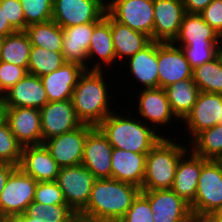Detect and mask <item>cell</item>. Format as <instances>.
<instances>
[{
  "mask_svg": "<svg viewBox=\"0 0 222 222\" xmlns=\"http://www.w3.org/2000/svg\"><path fill=\"white\" fill-rule=\"evenodd\" d=\"M31 42L25 31H16L4 37L0 61L24 67L28 70Z\"/></svg>",
  "mask_w": 222,
  "mask_h": 222,
  "instance_id": "obj_30",
  "label": "cell"
},
{
  "mask_svg": "<svg viewBox=\"0 0 222 222\" xmlns=\"http://www.w3.org/2000/svg\"><path fill=\"white\" fill-rule=\"evenodd\" d=\"M172 112L179 120H183L192 110L200 90L193 79H183L164 88Z\"/></svg>",
  "mask_w": 222,
  "mask_h": 222,
  "instance_id": "obj_29",
  "label": "cell"
},
{
  "mask_svg": "<svg viewBox=\"0 0 222 222\" xmlns=\"http://www.w3.org/2000/svg\"><path fill=\"white\" fill-rule=\"evenodd\" d=\"M65 62L62 52L31 46L27 72L41 77L57 70Z\"/></svg>",
  "mask_w": 222,
  "mask_h": 222,
  "instance_id": "obj_34",
  "label": "cell"
},
{
  "mask_svg": "<svg viewBox=\"0 0 222 222\" xmlns=\"http://www.w3.org/2000/svg\"><path fill=\"white\" fill-rule=\"evenodd\" d=\"M219 124H221V125H222V113H221V121H219Z\"/></svg>",
  "mask_w": 222,
  "mask_h": 222,
  "instance_id": "obj_58",
  "label": "cell"
},
{
  "mask_svg": "<svg viewBox=\"0 0 222 222\" xmlns=\"http://www.w3.org/2000/svg\"><path fill=\"white\" fill-rule=\"evenodd\" d=\"M210 218L214 221V222H222V206L216 211L214 212Z\"/></svg>",
  "mask_w": 222,
  "mask_h": 222,
  "instance_id": "obj_48",
  "label": "cell"
},
{
  "mask_svg": "<svg viewBox=\"0 0 222 222\" xmlns=\"http://www.w3.org/2000/svg\"><path fill=\"white\" fill-rule=\"evenodd\" d=\"M149 200L154 222H190V206L172 189L141 190Z\"/></svg>",
  "mask_w": 222,
  "mask_h": 222,
  "instance_id": "obj_13",
  "label": "cell"
},
{
  "mask_svg": "<svg viewBox=\"0 0 222 222\" xmlns=\"http://www.w3.org/2000/svg\"><path fill=\"white\" fill-rule=\"evenodd\" d=\"M0 222H8V220L0 213Z\"/></svg>",
  "mask_w": 222,
  "mask_h": 222,
  "instance_id": "obj_53",
  "label": "cell"
},
{
  "mask_svg": "<svg viewBox=\"0 0 222 222\" xmlns=\"http://www.w3.org/2000/svg\"><path fill=\"white\" fill-rule=\"evenodd\" d=\"M179 47L192 69L213 60L221 53L220 44H188Z\"/></svg>",
  "mask_w": 222,
  "mask_h": 222,
  "instance_id": "obj_37",
  "label": "cell"
},
{
  "mask_svg": "<svg viewBox=\"0 0 222 222\" xmlns=\"http://www.w3.org/2000/svg\"><path fill=\"white\" fill-rule=\"evenodd\" d=\"M105 73L100 70H85L73 89V106L82 124L98 126L113 112L110 100L113 97L108 90L113 85L106 83Z\"/></svg>",
  "mask_w": 222,
  "mask_h": 222,
  "instance_id": "obj_3",
  "label": "cell"
},
{
  "mask_svg": "<svg viewBox=\"0 0 222 222\" xmlns=\"http://www.w3.org/2000/svg\"><path fill=\"white\" fill-rule=\"evenodd\" d=\"M17 167L9 163H0V194L5 187L8 177Z\"/></svg>",
  "mask_w": 222,
  "mask_h": 222,
  "instance_id": "obj_45",
  "label": "cell"
},
{
  "mask_svg": "<svg viewBox=\"0 0 222 222\" xmlns=\"http://www.w3.org/2000/svg\"><path fill=\"white\" fill-rule=\"evenodd\" d=\"M94 57H96L97 62ZM92 59L95 61V64L91 61ZM87 61H89L87 62V70L104 71L103 67L107 69L111 65H117L115 64L116 53L111 35V16L107 12L104 18L93 29Z\"/></svg>",
  "mask_w": 222,
  "mask_h": 222,
  "instance_id": "obj_19",
  "label": "cell"
},
{
  "mask_svg": "<svg viewBox=\"0 0 222 222\" xmlns=\"http://www.w3.org/2000/svg\"><path fill=\"white\" fill-rule=\"evenodd\" d=\"M33 201L44 205L67 204L56 181L37 182Z\"/></svg>",
  "mask_w": 222,
  "mask_h": 222,
  "instance_id": "obj_39",
  "label": "cell"
},
{
  "mask_svg": "<svg viewBox=\"0 0 222 222\" xmlns=\"http://www.w3.org/2000/svg\"><path fill=\"white\" fill-rule=\"evenodd\" d=\"M99 22H89L62 28V54L66 62L76 63L87 70L88 50L94 27Z\"/></svg>",
  "mask_w": 222,
  "mask_h": 222,
  "instance_id": "obj_24",
  "label": "cell"
},
{
  "mask_svg": "<svg viewBox=\"0 0 222 222\" xmlns=\"http://www.w3.org/2000/svg\"><path fill=\"white\" fill-rule=\"evenodd\" d=\"M94 127L89 124H82L73 131L45 140L43 144L60 167L80 165L85 140Z\"/></svg>",
  "mask_w": 222,
  "mask_h": 222,
  "instance_id": "obj_10",
  "label": "cell"
},
{
  "mask_svg": "<svg viewBox=\"0 0 222 222\" xmlns=\"http://www.w3.org/2000/svg\"><path fill=\"white\" fill-rule=\"evenodd\" d=\"M85 70L76 63L65 62L57 70L41 76L48 102L72 99L73 89Z\"/></svg>",
  "mask_w": 222,
  "mask_h": 222,
  "instance_id": "obj_20",
  "label": "cell"
},
{
  "mask_svg": "<svg viewBox=\"0 0 222 222\" xmlns=\"http://www.w3.org/2000/svg\"><path fill=\"white\" fill-rule=\"evenodd\" d=\"M15 32L16 31L10 26L8 19L4 14V9L0 6V36L5 37Z\"/></svg>",
  "mask_w": 222,
  "mask_h": 222,
  "instance_id": "obj_46",
  "label": "cell"
},
{
  "mask_svg": "<svg viewBox=\"0 0 222 222\" xmlns=\"http://www.w3.org/2000/svg\"><path fill=\"white\" fill-rule=\"evenodd\" d=\"M132 80H137L142 89L158 88L157 41L136 52L127 61Z\"/></svg>",
  "mask_w": 222,
  "mask_h": 222,
  "instance_id": "obj_26",
  "label": "cell"
},
{
  "mask_svg": "<svg viewBox=\"0 0 222 222\" xmlns=\"http://www.w3.org/2000/svg\"><path fill=\"white\" fill-rule=\"evenodd\" d=\"M113 146L95 126L87 135L84 144L82 165L97 179L111 178V157Z\"/></svg>",
  "mask_w": 222,
  "mask_h": 222,
  "instance_id": "obj_18",
  "label": "cell"
},
{
  "mask_svg": "<svg viewBox=\"0 0 222 222\" xmlns=\"http://www.w3.org/2000/svg\"><path fill=\"white\" fill-rule=\"evenodd\" d=\"M221 113L222 94L200 92L192 110L181 121L182 124L185 123L186 133L188 134L189 132L187 136L189 137L188 142L201 131L219 124Z\"/></svg>",
  "mask_w": 222,
  "mask_h": 222,
  "instance_id": "obj_15",
  "label": "cell"
},
{
  "mask_svg": "<svg viewBox=\"0 0 222 222\" xmlns=\"http://www.w3.org/2000/svg\"><path fill=\"white\" fill-rule=\"evenodd\" d=\"M173 43L177 46L188 44H220L219 34L210 27L200 14L184 15L179 34Z\"/></svg>",
  "mask_w": 222,
  "mask_h": 222,
  "instance_id": "obj_28",
  "label": "cell"
},
{
  "mask_svg": "<svg viewBox=\"0 0 222 222\" xmlns=\"http://www.w3.org/2000/svg\"><path fill=\"white\" fill-rule=\"evenodd\" d=\"M153 10V41L173 42L186 14L182 0H153Z\"/></svg>",
  "mask_w": 222,
  "mask_h": 222,
  "instance_id": "obj_17",
  "label": "cell"
},
{
  "mask_svg": "<svg viewBox=\"0 0 222 222\" xmlns=\"http://www.w3.org/2000/svg\"><path fill=\"white\" fill-rule=\"evenodd\" d=\"M3 39H4V37L0 36V50H1V47H2Z\"/></svg>",
  "mask_w": 222,
  "mask_h": 222,
  "instance_id": "obj_55",
  "label": "cell"
},
{
  "mask_svg": "<svg viewBox=\"0 0 222 222\" xmlns=\"http://www.w3.org/2000/svg\"><path fill=\"white\" fill-rule=\"evenodd\" d=\"M193 80L200 92L222 94V54L193 69Z\"/></svg>",
  "mask_w": 222,
  "mask_h": 222,
  "instance_id": "obj_33",
  "label": "cell"
},
{
  "mask_svg": "<svg viewBox=\"0 0 222 222\" xmlns=\"http://www.w3.org/2000/svg\"><path fill=\"white\" fill-rule=\"evenodd\" d=\"M42 144L45 140L75 130L82 125L77 118L72 99L47 102L40 109Z\"/></svg>",
  "mask_w": 222,
  "mask_h": 222,
  "instance_id": "obj_14",
  "label": "cell"
},
{
  "mask_svg": "<svg viewBox=\"0 0 222 222\" xmlns=\"http://www.w3.org/2000/svg\"><path fill=\"white\" fill-rule=\"evenodd\" d=\"M158 88H166L183 79H193V69L182 49L173 42L157 41Z\"/></svg>",
  "mask_w": 222,
  "mask_h": 222,
  "instance_id": "obj_11",
  "label": "cell"
},
{
  "mask_svg": "<svg viewBox=\"0 0 222 222\" xmlns=\"http://www.w3.org/2000/svg\"><path fill=\"white\" fill-rule=\"evenodd\" d=\"M163 137L146 155L145 176L141 190L171 189L178 161L190 148ZM188 146V147H187Z\"/></svg>",
  "mask_w": 222,
  "mask_h": 222,
  "instance_id": "obj_4",
  "label": "cell"
},
{
  "mask_svg": "<svg viewBox=\"0 0 222 222\" xmlns=\"http://www.w3.org/2000/svg\"><path fill=\"white\" fill-rule=\"evenodd\" d=\"M8 222H42V221H37L33 217L27 216L25 213L19 214L16 216H13L8 220Z\"/></svg>",
  "mask_w": 222,
  "mask_h": 222,
  "instance_id": "obj_47",
  "label": "cell"
},
{
  "mask_svg": "<svg viewBox=\"0 0 222 222\" xmlns=\"http://www.w3.org/2000/svg\"><path fill=\"white\" fill-rule=\"evenodd\" d=\"M0 6L15 31H25L26 21L20 0H0Z\"/></svg>",
  "mask_w": 222,
  "mask_h": 222,
  "instance_id": "obj_41",
  "label": "cell"
},
{
  "mask_svg": "<svg viewBox=\"0 0 222 222\" xmlns=\"http://www.w3.org/2000/svg\"><path fill=\"white\" fill-rule=\"evenodd\" d=\"M149 200L140 192L119 222H154Z\"/></svg>",
  "mask_w": 222,
  "mask_h": 222,
  "instance_id": "obj_40",
  "label": "cell"
},
{
  "mask_svg": "<svg viewBox=\"0 0 222 222\" xmlns=\"http://www.w3.org/2000/svg\"><path fill=\"white\" fill-rule=\"evenodd\" d=\"M106 13V0H53L52 20L61 28L100 22Z\"/></svg>",
  "mask_w": 222,
  "mask_h": 222,
  "instance_id": "obj_9",
  "label": "cell"
},
{
  "mask_svg": "<svg viewBox=\"0 0 222 222\" xmlns=\"http://www.w3.org/2000/svg\"><path fill=\"white\" fill-rule=\"evenodd\" d=\"M200 15L218 34L222 32V0H213Z\"/></svg>",
  "mask_w": 222,
  "mask_h": 222,
  "instance_id": "obj_43",
  "label": "cell"
},
{
  "mask_svg": "<svg viewBox=\"0 0 222 222\" xmlns=\"http://www.w3.org/2000/svg\"><path fill=\"white\" fill-rule=\"evenodd\" d=\"M141 189L112 178L96 179L86 207L79 213L94 221L119 222Z\"/></svg>",
  "mask_w": 222,
  "mask_h": 222,
  "instance_id": "obj_1",
  "label": "cell"
},
{
  "mask_svg": "<svg viewBox=\"0 0 222 222\" xmlns=\"http://www.w3.org/2000/svg\"><path fill=\"white\" fill-rule=\"evenodd\" d=\"M4 119V108H0V123Z\"/></svg>",
  "mask_w": 222,
  "mask_h": 222,
  "instance_id": "obj_52",
  "label": "cell"
},
{
  "mask_svg": "<svg viewBox=\"0 0 222 222\" xmlns=\"http://www.w3.org/2000/svg\"><path fill=\"white\" fill-rule=\"evenodd\" d=\"M213 0H182L186 13L200 14Z\"/></svg>",
  "mask_w": 222,
  "mask_h": 222,
  "instance_id": "obj_44",
  "label": "cell"
},
{
  "mask_svg": "<svg viewBox=\"0 0 222 222\" xmlns=\"http://www.w3.org/2000/svg\"><path fill=\"white\" fill-rule=\"evenodd\" d=\"M220 45H222V32L219 34Z\"/></svg>",
  "mask_w": 222,
  "mask_h": 222,
  "instance_id": "obj_54",
  "label": "cell"
},
{
  "mask_svg": "<svg viewBox=\"0 0 222 222\" xmlns=\"http://www.w3.org/2000/svg\"><path fill=\"white\" fill-rule=\"evenodd\" d=\"M190 149L206 160H218L222 156V125L198 133L191 141Z\"/></svg>",
  "mask_w": 222,
  "mask_h": 222,
  "instance_id": "obj_32",
  "label": "cell"
},
{
  "mask_svg": "<svg viewBox=\"0 0 222 222\" xmlns=\"http://www.w3.org/2000/svg\"><path fill=\"white\" fill-rule=\"evenodd\" d=\"M146 155L113 148L111 178L141 189L145 176Z\"/></svg>",
  "mask_w": 222,
  "mask_h": 222,
  "instance_id": "obj_25",
  "label": "cell"
},
{
  "mask_svg": "<svg viewBox=\"0 0 222 222\" xmlns=\"http://www.w3.org/2000/svg\"><path fill=\"white\" fill-rule=\"evenodd\" d=\"M0 108H4V92L0 89Z\"/></svg>",
  "mask_w": 222,
  "mask_h": 222,
  "instance_id": "obj_51",
  "label": "cell"
},
{
  "mask_svg": "<svg viewBox=\"0 0 222 222\" xmlns=\"http://www.w3.org/2000/svg\"><path fill=\"white\" fill-rule=\"evenodd\" d=\"M137 93L139 94L137 96L138 111L136 110V112L141 116L138 118H141L145 124L150 125L156 132H161L157 128L161 126L165 128L167 124L169 128L170 123H175V120L179 124L180 120L172 112L163 88L140 89Z\"/></svg>",
  "mask_w": 222,
  "mask_h": 222,
  "instance_id": "obj_12",
  "label": "cell"
},
{
  "mask_svg": "<svg viewBox=\"0 0 222 222\" xmlns=\"http://www.w3.org/2000/svg\"><path fill=\"white\" fill-rule=\"evenodd\" d=\"M23 146L11 132L9 124L3 119L0 123V163L19 166Z\"/></svg>",
  "mask_w": 222,
  "mask_h": 222,
  "instance_id": "obj_36",
  "label": "cell"
},
{
  "mask_svg": "<svg viewBox=\"0 0 222 222\" xmlns=\"http://www.w3.org/2000/svg\"><path fill=\"white\" fill-rule=\"evenodd\" d=\"M97 178L82 164L61 167L56 182L67 205L79 214L87 205Z\"/></svg>",
  "mask_w": 222,
  "mask_h": 222,
  "instance_id": "obj_6",
  "label": "cell"
},
{
  "mask_svg": "<svg viewBox=\"0 0 222 222\" xmlns=\"http://www.w3.org/2000/svg\"><path fill=\"white\" fill-rule=\"evenodd\" d=\"M24 213L42 222H68L77 214L67 204L44 205L35 201L27 206Z\"/></svg>",
  "mask_w": 222,
  "mask_h": 222,
  "instance_id": "obj_35",
  "label": "cell"
},
{
  "mask_svg": "<svg viewBox=\"0 0 222 222\" xmlns=\"http://www.w3.org/2000/svg\"><path fill=\"white\" fill-rule=\"evenodd\" d=\"M28 25L52 20L53 0H20Z\"/></svg>",
  "mask_w": 222,
  "mask_h": 222,
  "instance_id": "obj_38",
  "label": "cell"
},
{
  "mask_svg": "<svg viewBox=\"0 0 222 222\" xmlns=\"http://www.w3.org/2000/svg\"><path fill=\"white\" fill-rule=\"evenodd\" d=\"M37 181L17 167L8 177L0 194V213L9 220L23 214L33 201Z\"/></svg>",
  "mask_w": 222,
  "mask_h": 222,
  "instance_id": "obj_8",
  "label": "cell"
},
{
  "mask_svg": "<svg viewBox=\"0 0 222 222\" xmlns=\"http://www.w3.org/2000/svg\"><path fill=\"white\" fill-rule=\"evenodd\" d=\"M202 168V157L190 148L178 161L171 189L189 205L194 201Z\"/></svg>",
  "mask_w": 222,
  "mask_h": 222,
  "instance_id": "obj_23",
  "label": "cell"
},
{
  "mask_svg": "<svg viewBox=\"0 0 222 222\" xmlns=\"http://www.w3.org/2000/svg\"><path fill=\"white\" fill-rule=\"evenodd\" d=\"M47 102L40 77L29 73L4 93V108L28 107L40 110Z\"/></svg>",
  "mask_w": 222,
  "mask_h": 222,
  "instance_id": "obj_21",
  "label": "cell"
},
{
  "mask_svg": "<svg viewBox=\"0 0 222 222\" xmlns=\"http://www.w3.org/2000/svg\"><path fill=\"white\" fill-rule=\"evenodd\" d=\"M18 167L37 182L56 181L61 168L44 144L23 147Z\"/></svg>",
  "mask_w": 222,
  "mask_h": 222,
  "instance_id": "obj_22",
  "label": "cell"
},
{
  "mask_svg": "<svg viewBox=\"0 0 222 222\" xmlns=\"http://www.w3.org/2000/svg\"><path fill=\"white\" fill-rule=\"evenodd\" d=\"M25 32L28 34L32 46L54 52L62 51L63 31L53 20L28 25Z\"/></svg>",
  "mask_w": 222,
  "mask_h": 222,
  "instance_id": "obj_31",
  "label": "cell"
},
{
  "mask_svg": "<svg viewBox=\"0 0 222 222\" xmlns=\"http://www.w3.org/2000/svg\"><path fill=\"white\" fill-rule=\"evenodd\" d=\"M106 12L117 22L147 34L153 41V0H107Z\"/></svg>",
  "mask_w": 222,
  "mask_h": 222,
  "instance_id": "obj_7",
  "label": "cell"
},
{
  "mask_svg": "<svg viewBox=\"0 0 222 222\" xmlns=\"http://www.w3.org/2000/svg\"><path fill=\"white\" fill-rule=\"evenodd\" d=\"M111 35L113 39L114 50L116 53V62L132 57L136 52L148 46L152 39L145 33L133 30L123 25L111 17Z\"/></svg>",
  "mask_w": 222,
  "mask_h": 222,
  "instance_id": "obj_27",
  "label": "cell"
},
{
  "mask_svg": "<svg viewBox=\"0 0 222 222\" xmlns=\"http://www.w3.org/2000/svg\"><path fill=\"white\" fill-rule=\"evenodd\" d=\"M90 219L86 216L76 214L74 217H72L68 222H89Z\"/></svg>",
  "mask_w": 222,
  "mask_h": 222,
  "instance_id": "obj_49",
  "label": "cell"
},
{
  "mask_svg": "<svg viewBox=\"0 0 222 222\" xmlns=\"http://www.w3.org/2000/svg\"><path fill=\"white\" fill-rule=\"evenodd\" d=\"M219 163H220V165L222 166V156L217 160Z\"/></svg>",
  "mask_w": 222,
  "mask_h": 222,
  "instance_id": "obj_56",
  "label": "cell"
},
{
  "mask_svg": "<svg viewBox=\"0 0 222 222\" xmlns=\"http://www.w3.org/2000/svg\"><path fill=\"white\" fill-rule=\"evenodd\" d=\"M4 120L9 124L11 132L23 147L42 144L39 109L4 108Z\"/></svg>",
  "mask_w": 222,
  "mask_h": 222,
  "instance_id": "obj_16",
  "label": "cell"
},
{
  "mask_svg": "<svg viewBox=\"0 0 222 222\" xmlns=\"http://www.w3.org/2000/svg\"><path fill=\"white\" fill-rule=\"evenodd\" d=\"M190 222H214L210 217L192 216Z\"/></svg>",
  "mask_w": 222,
  "mask_h": 222,
  "instance_id": "obj_50",
  "label": "cell"
},
{
  "mask_svg": "<svg viewBox=\"0 0 222 222\" xmlns=\"http://www.w3.org/2000/svg\"><path fill=\"white\" fill-rule=\"evenodd\" d=\"M27 74L24 67L0 61V89L6 93Z\"/></svg>",
  "mask_w": 222,
  "mask_h": 222,
  "instance_id": "obj_42",
  "label": "cell"
},
{
  "mask_svg": "<svg viewBox=\"0 0 222 222\" xmlns=\"http://www.w3.org/2000/svg\"><path fill=\"white\" fill-rule=\"evenodd\" d=\"M189 206L196 217H210L222 206V166L217 160L202 157L195 199Z\"/></svg>",
  "mask_w": 222,
  "mask_h": 222,
  "instance_id": "obj_5",
  "label": "cell"
},
{
  "mask_svg": "<svg viewBox=\"0 0 222 222\" xmlns=\"http://www.w3.org/2000/svg\"><path fill=\"white\" fill-rule=\"evenodd\" d=\"M89 222H106V221H94V220H90Z\"/></svg>",
  "mask_w": 222,
  "mask_h": 222,
  "instance_id": "obj_57",
  "label": "cell"
},
{
  "mask_svg": "<svg viewBox=\"0 0 222 222\" xmlns=\"http://www.w3.org/2000/svg\"><path fill=\"white\" fill-rule=\"evenodd\" d=\"M128 112L126 114L129 116L115 110L97 127L113 148L148 154L163 137L167 136H164L163 132H156L150 125L145 124L140 118H134L131 112Z\"/></svg>",
  "mask_w": 222,
  "mask_h": 222,
  "instance_id": "obj_2",
  "label": "cell"
}]
</instances>
